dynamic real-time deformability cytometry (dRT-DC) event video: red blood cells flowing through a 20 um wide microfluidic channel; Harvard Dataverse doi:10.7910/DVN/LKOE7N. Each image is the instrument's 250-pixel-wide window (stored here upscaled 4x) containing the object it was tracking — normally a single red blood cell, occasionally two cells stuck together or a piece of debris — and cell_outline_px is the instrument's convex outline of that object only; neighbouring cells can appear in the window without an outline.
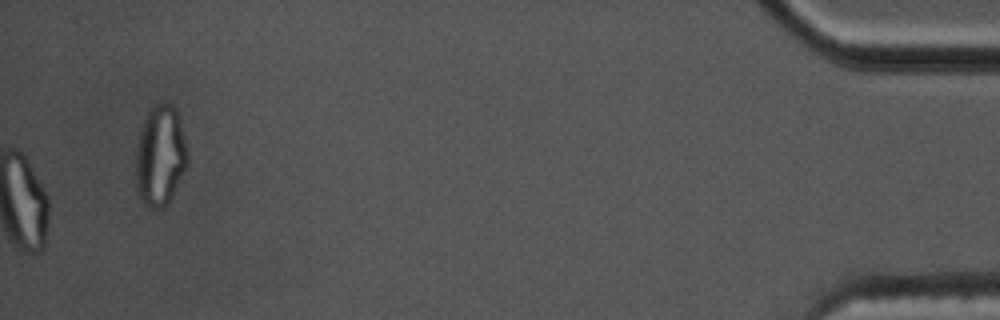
{"species": "common noctule bat (a hibernating species)", "species_latin": "Nyctalus noctula", "temperature_condition": "cold", "stored_images_in_passage": 42, "camera_frame_rate_fps": 3000, "um_per_image_px": 0.085, "animal": {"sex": "male", "body_mass_g": 17.5, "forearm_length_mm": 52.3}, "frame": {"image": 1, "passage_image": 42, "time_ms": 13.667, "image_size_px": [1000, 320], "cell_outline_px": [[188, 168], [168, 204], [164, 208], [148, 208], [140, 200], [136, 188], [136, 148], [140, 128], [148, 112], [160, 100], [172, 104], [176, 108], [188, 148]], "centroid_in_image_um": [13.64, 13.26], "position_along_channel_um": 421.6, "area_um2": 31.15}, "authors_computed_cell_mechanics": {"area_um2": 19.4786, "velocity_mm_per_s": 3.4394, "shape_relaxation_time_tau1_ms": 7.3199, "shape_relaxation_time_tau2_ms": 1.853, "deformation_change_tau1": 0.188, "deformation_change_tau2": 0.0738}}